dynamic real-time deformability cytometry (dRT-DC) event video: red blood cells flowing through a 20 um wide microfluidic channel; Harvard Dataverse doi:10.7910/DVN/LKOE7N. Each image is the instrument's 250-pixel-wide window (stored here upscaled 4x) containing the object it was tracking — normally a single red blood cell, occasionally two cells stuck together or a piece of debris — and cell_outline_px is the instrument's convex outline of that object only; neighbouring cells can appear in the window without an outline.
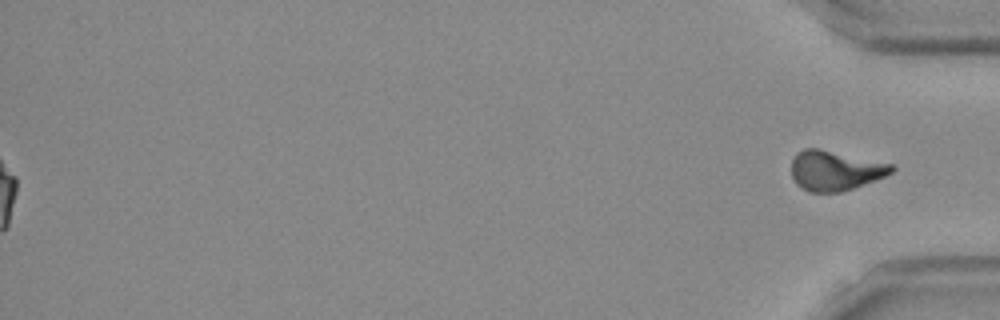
{"species": "Egyptian fruit bat (a non-hibernating species)", "species_latin": "Rousettus aegyptiacus", "temperature_condition": "room temperature", "stored_images_in_passage": 53, "segment_of_instrument_passage": [2, 2], "camera_frame_rate_fps": 3000, "um_per_image_px": 0.085, "frame": {"image": 1, "passage_image": 53, "time_ms": 17.333, "image_size_px": [1000, 320], "cell_outline_px": [[896, 168], [892, 172], [884, 176], [852, 188], [840, 192], [808, 192], [796, 184], [792, 176], [792, 160], [796, 152], [804, 148], [816, 148], [892, 164]], "centroid_in_image_um": [70.93, 14.5], "position_along_channel_um": 364.3, "area_um2": 22.95}}